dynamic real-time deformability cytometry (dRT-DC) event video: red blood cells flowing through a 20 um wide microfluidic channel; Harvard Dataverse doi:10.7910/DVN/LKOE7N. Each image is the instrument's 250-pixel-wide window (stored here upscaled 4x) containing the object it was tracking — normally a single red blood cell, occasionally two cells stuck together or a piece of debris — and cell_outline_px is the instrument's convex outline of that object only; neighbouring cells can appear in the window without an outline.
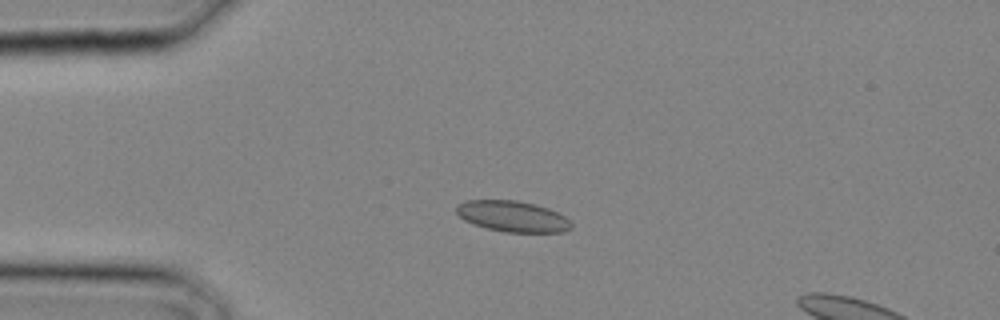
{"species": "common noctule bat (a hibernating species)", "species_latin": "Nyctalus noctula", "temperature_condition": "cold", "stored_images_in_passage": 23, "camera_frame_rate_fps": 3000, "um_per_image_px": 0.085, "animal": {"sex": "male", "body_mass_g": 20.4}, "frame": {"image": 1, "passage_image": 1, "time_ms": 0.0, "image_size_px": [1000, 320], "cell_outline_px": [[572, 228], [564, 232], [504, 232], [472, 224], [464, 220], [456, 212], [456, 204], [468, 200], [516, 200], [536, 204], [548, 208], [564, 216], [572, 224]], "centroid_in_image_um": [43.56, 18.39], "position_along_channel_um": 41.4, "area_um2": 20.75}}
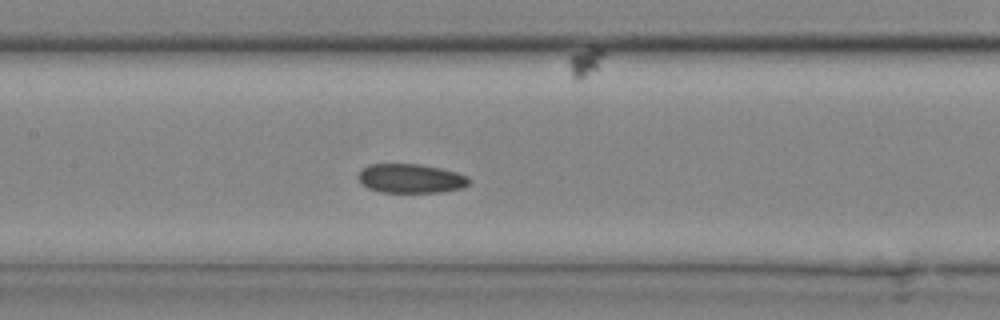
{"frame": {"image": 2, "passage_image": 8, "time_ms": 2.333, "image_size_px": [1000, 320], "cell_outline_px": [[472, 180], [464, 188], [440, 192], [380, 192], [368, 188], [360, 184], [356, 176], [368, 164], [420, 164], [440, 168], [456, 172], [468, 176]], "centroid_in_image_um": [34.91, 15.17], "position_along_channel_um": 172.5, "area_um2": 19.02}}
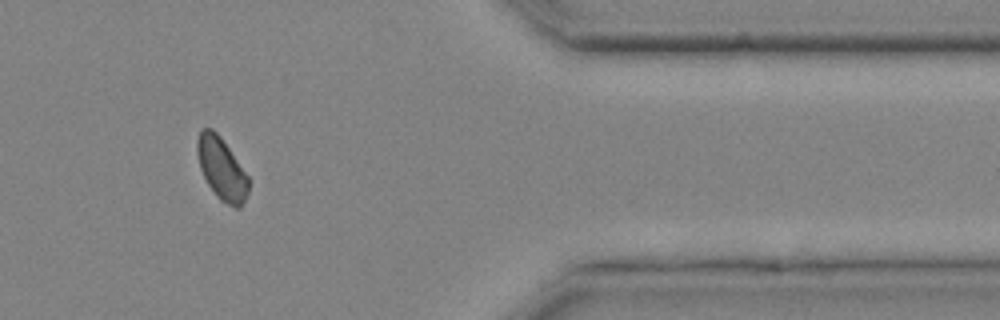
{"frame": {"image": 3, "passage_image": 19, "time_ms": 6.0, "image_size_px": [1000, 320], "cell_outline_px": [[248, 192], [240, 208], [236, 208], [220, 200], [216, 196], [208, 184], [200, 168], [196, 152], [196, 140], [200, 128], [212, 128], [220, 136], [248, 176]], "centroid_in_image_um": [18.8, 14.32], "position_along_channel_um": 392.6, "area_um2": 18.5}}